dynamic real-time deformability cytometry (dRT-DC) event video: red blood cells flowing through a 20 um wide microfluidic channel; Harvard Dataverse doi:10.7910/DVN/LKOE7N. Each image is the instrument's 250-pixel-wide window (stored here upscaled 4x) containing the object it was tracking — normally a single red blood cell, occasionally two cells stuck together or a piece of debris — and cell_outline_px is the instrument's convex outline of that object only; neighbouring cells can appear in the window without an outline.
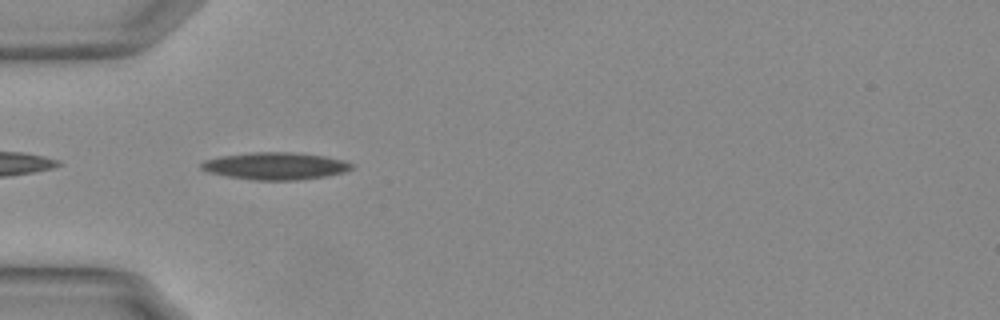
{"species": "Egyptian fruit bat (a non-hibernating species)", "species_latin": "Rousettus aegyptiacus", "temperature_condition": "warm", "stored_images_in_passage": 14, "camera_frame_rate_fps": 3000, "um_per_image_px": 0.085, "animal": {"sex": "female"}, "frame": {"image": 1, "passage_image": 1, "time_ms": 0.0, "image_size_px": [1000, 320], "cell_outline_px": [[352, 168], [344, 172], [324, 176], [296, 180], [256, 180], [228, 176], [212, 172], [200, 168], [200, 164], [204, 160], [220, 156], [252, 152], [288, 152], [324, 156], [344, 160], [352, 164]], "centroid_in_image_um": [23.4, 14.1], "position_along_channel_um": 61.6, "area_um2": 23.52}}
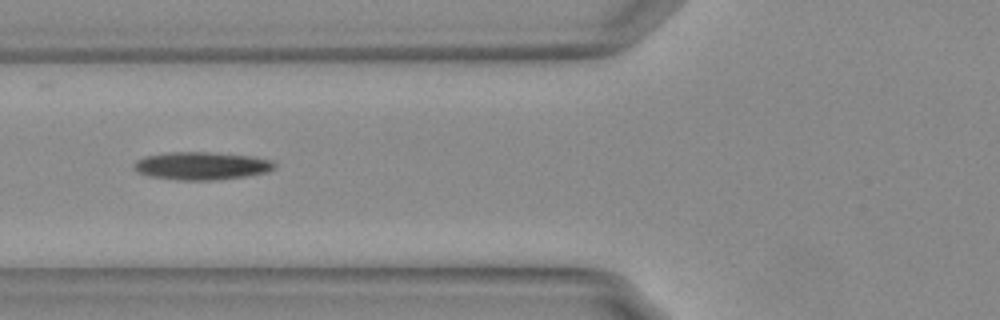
{"frame": {"image": 2, "passage_image": 5, "time_ms": 1.333, "image_size_px": [1000, 320], "cell_outline_px": [[276, 168], [264, 172], [244, 176], [208, 180], [180, 180], [152, 176], [136, 172], [132, 164], [136, 160], [144, 156], [172, 152], [208, 152], [252, 156], [272, 160], [276, 164]], "centroid_in_image_um": [17.11, 14.08], "position_along_channel_um": 108.7, "area_um2": 22.6}}